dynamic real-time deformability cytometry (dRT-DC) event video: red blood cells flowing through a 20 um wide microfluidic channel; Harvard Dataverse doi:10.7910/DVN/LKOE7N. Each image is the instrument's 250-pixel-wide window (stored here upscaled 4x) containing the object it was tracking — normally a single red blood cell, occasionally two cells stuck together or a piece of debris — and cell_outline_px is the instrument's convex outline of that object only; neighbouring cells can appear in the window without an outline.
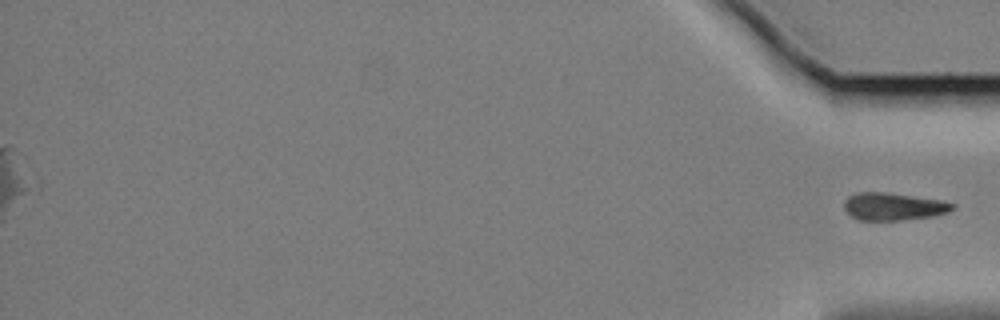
{"species": "Egyptian fruit bat (a non-hibernating species)", "species_latin": "Rousettus aegyptiacus", "temperature_condition": "cold", "stored_images_in_passage": 60, "segment_of_instrument_passage": [2, 2], "camera_frame_rate_fps": 3000, "um_per_image_px": 0.085, "animal": {"sex": "female"}, "frame": {"image": 1, "passage_image": 60, "time_ms": 19.667, "image_size_px": [1000, 320], "cell_outline_px": [[956, 208], [948, 212], [932, 216], [904, 220], [860, 220], [852, 216], [844, 208], [844, 200], [848, 196], [856, 192], [884, 192], [944, 200], [956, 204]], "centroid_in_image_um": [75.97, 17.54], "position_along_channel_um": 359.2, "area_um2": 17.51}}